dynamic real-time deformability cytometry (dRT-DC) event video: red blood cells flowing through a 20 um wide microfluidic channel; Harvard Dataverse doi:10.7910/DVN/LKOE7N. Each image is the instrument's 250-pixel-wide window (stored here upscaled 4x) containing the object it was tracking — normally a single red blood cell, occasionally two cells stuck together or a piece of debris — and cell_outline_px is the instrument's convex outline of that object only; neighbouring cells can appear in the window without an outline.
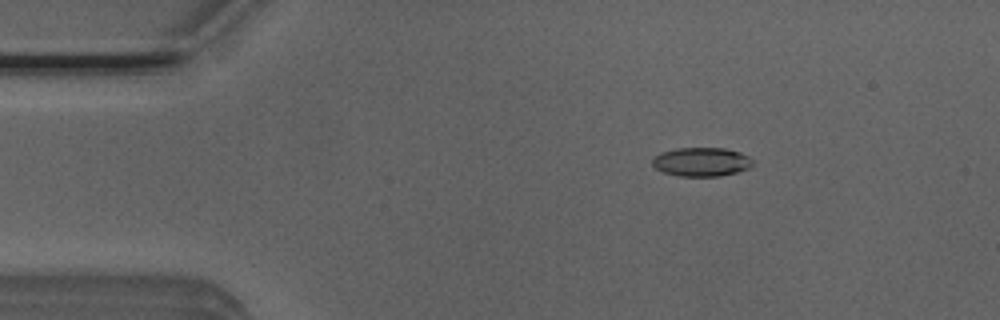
{"species": "Egyptian fruit bat (a non-hibernating species)", "species_latin": "Rousettus aegyptiacus", "temperature_condition": "room temperature", "stored_images_in_passage": 51, "camera_frame_rate_fps": 3000, "um_per_image_px": 0.085, "animal": {"sex": "male"}, "frame": {"image": 1, "passage_image": 7, "time_ms": 2.0, "image_size_px": [1000, 320], "cell_outline_px": [[752, 164], [748, 168], [736, 172], [720, 176], [676, 176], [664, 172], [656, 168], [652, 164], [652, 160], [660, 152], [676, 148], [724, 148], [740, 152], [748, 156], [752, 160]], "centroid_in_image_um": [59.6, 13.75], "position_along_channel_um": 25.4, "area_um2": 16.82}}
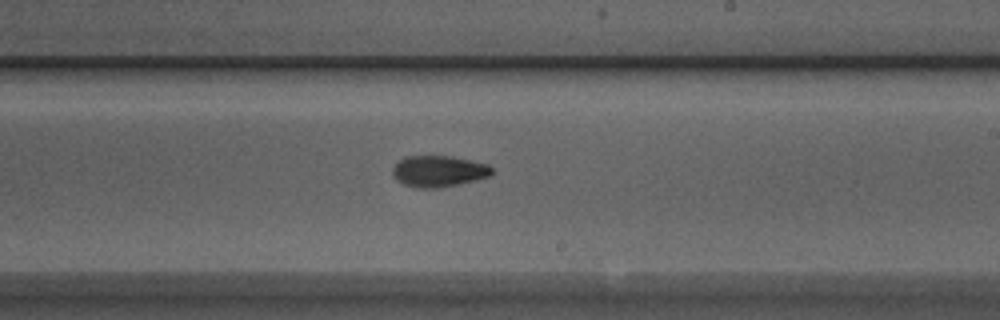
{"frame": {"image": 2, "passage_image": 29, "time_ms": 9.333, "image_size_px": [1000, 320], "cell_outline_px": [[492, 172], [488, 176], [476, 180], [440, 188], [416, 188], [404, 184], [396, 180], [392, 176], [392, 168], [404, 156], [452, 156], [488, 164], [492, 168]], "centroid_in_image_um": [37.25, 14.56], "position_along_channel_um": 251.7, "area_um2": 18.15}}
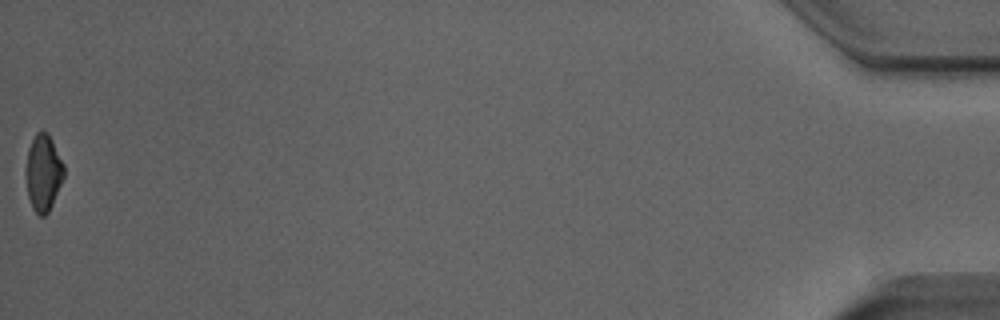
{"frame": {"image": 3, "passage_image": 51, "time_ms": 16.667, "image_size_px": [1000, 320], "cell_outline_px": [[64, 176], [52, 204], [48, 212], [44, 216], [40, 216], [32, 208], [28, 196], [24, 172], [28, 148], [36, 132], [48, 132], [64, 164]], "centroid_in_image_um": [3.66, 14.67], "position_along_channel_um": 431.5, "area_um2": 17.05}, "authors_computed_cell_mechanics": {"area_um2": 17.3978, "velocity_mm_per_s": 3.9217, "shape_relaxation_time_tau1_ms": 3.2517, "shape_relaxation_time_tau2_ms": 3.7036, "deformation_change_tau1": 0.1332, "deformation_change_tau2": 0.1}}